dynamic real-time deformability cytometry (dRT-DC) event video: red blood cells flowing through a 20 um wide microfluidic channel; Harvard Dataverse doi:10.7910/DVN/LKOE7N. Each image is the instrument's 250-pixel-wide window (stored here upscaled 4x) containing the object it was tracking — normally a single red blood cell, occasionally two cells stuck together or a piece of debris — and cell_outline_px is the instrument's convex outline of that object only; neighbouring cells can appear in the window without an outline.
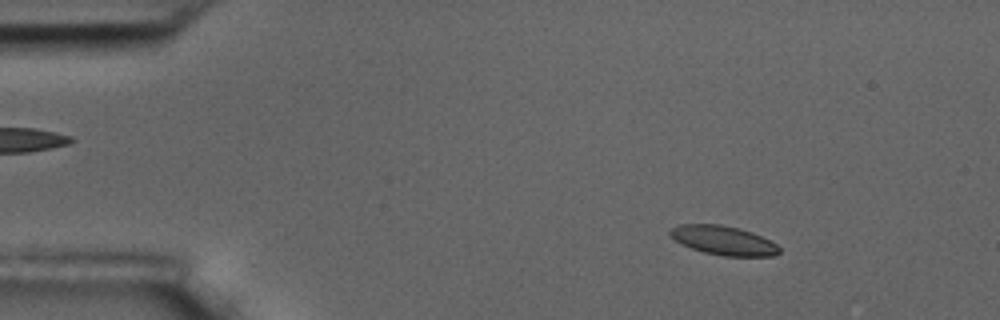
{"species": "common noctule bat (a hibernating species)", "species_latin": "Nyctalus noctula", "temperature_condition": "room temperature", "stored_images_in_passage": 56, "camera_frame_rate_fps": 3000, "um_per_image_px": 0.085, "animal": {"sex": "male", "body_mass_g": 17.5, "forearm_length_mm": 52.3}, "frame": {"image": 1, "passage_image": 8, "time_ms": 2.333, "image_size_px": [1000, 320], "cell_outline_px": [[780, 252], [776, 256], [724, 256], [704, 252], [692, 248], [668, 236], [668, 232], [672, 228], [680, 224], [720, 224], [752, 232], [776, 244], [780, 248]], "centroid_in_image_um": [61.49, 20.44], "position_along_channel_um": 23.5, "area_um2": 18.32}}
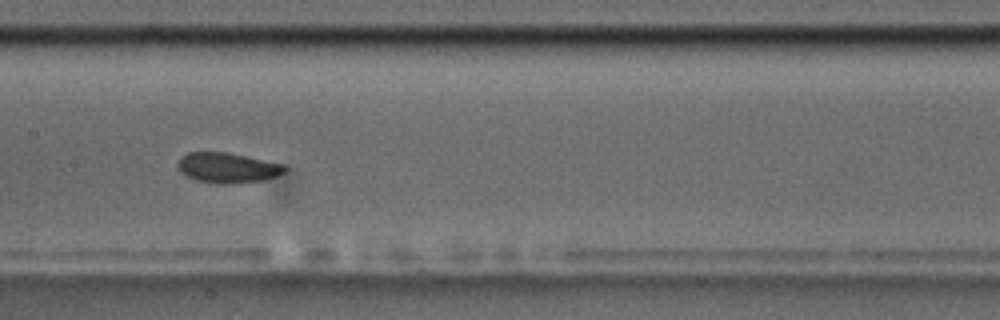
{"frame": {"image": 2, "passage_image": 28, "time_ms": 9.0, "image_size_px": [1000, 320], "cell_outline_px": [[288, 168], [284, 172], [276, 176], [264, 180], [228, 184], [216, 184], [196, 180], [184, 176], [176, 168], [176, 164], [180, 156], [188, 152], [228, 152], [248, 156], [284, 164]], "centroid_in_image_um": [19.29, 14.26], "position_along_channel_um": 188.1, "area_um2": 19.25}}
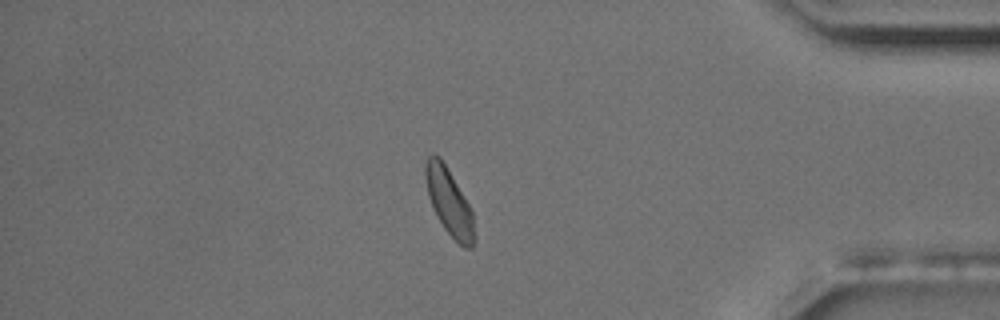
{"frame": {"image": 3, "passage_image": 48, "time_ms": 15.667, "image_size_px": [1000, 320], "cell_outline_px": [[476, 240], [472, 248], [464, 248], [444, 228], [428, 196], [424, 176], [424, 164], [428, 156], [432, 152], [440, 156], [468, 204], [472, 212], [476, 236]], "centroid_in_image_um": [38.17, 17.15], "position_along_channel_um": 397.0, "area_um2": 18.79}, "authors_computed_cell_mechanics": {"area_um2": 18.7561, "velocity_mm_per_s": 3.6168, "shape_relaxation_time_tau1_ms": 3.3128, "shape_relaxation_time_tau2_ms": 3.1968, "deformation_change_tau1": 0.1237, "deformation_change_tau2": 0.0798}}